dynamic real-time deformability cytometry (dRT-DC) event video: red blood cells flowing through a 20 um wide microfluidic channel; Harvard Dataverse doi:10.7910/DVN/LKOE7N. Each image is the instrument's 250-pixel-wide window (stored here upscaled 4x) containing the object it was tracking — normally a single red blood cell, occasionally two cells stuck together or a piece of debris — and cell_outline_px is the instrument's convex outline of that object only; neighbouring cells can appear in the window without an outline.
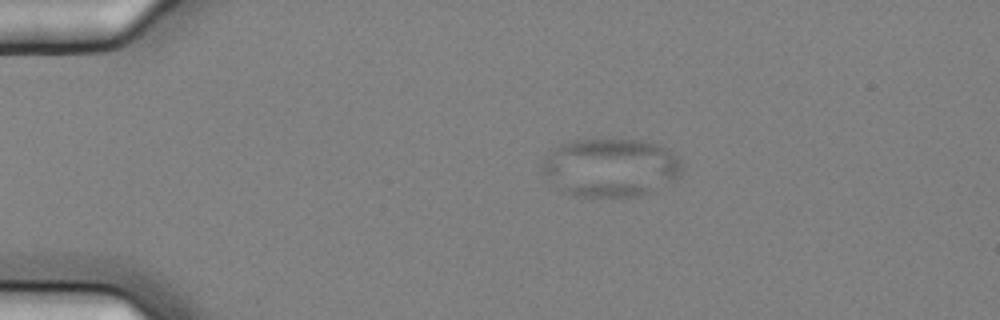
{"species": "common noctule bat (a hibernating species)", "species_latin": "Nyctalus noctula", "temperature_condition": "cold", "stored_images_in_passage": 9, "camera_frame_rate_fps": 3000, "um_per_image_px": 0.085, "animal": {"sex": "female", "body_mass_g": 25.1}, "frame": {"image": 1, "passage_image": 2, "time_ms": 0.333, "image_size_px": [1000, 320], "cell_outline_px": [[680, 176], [640, 196], [576, 196], [564, 192], [548, 180], [540, 172], [540, 164], [552, 148], [560, 144], [572, 140], [644, 140], [660, 144], [676, 156], [680, 160]], "centroid_in_image_um": [51.83, 14.22], "position_along_channel_um": 33.2, "area_um2": 47.45}}
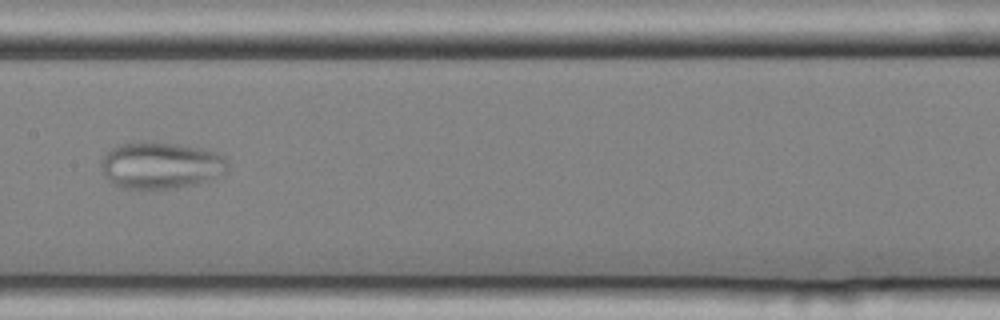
{"frame": {"image": 2, "passage_image": 7, "time_ms": 2.0, "image_size_px": [1000, 320], "cell_outline_px": [[228, 168], [224, 172], [204, 180], [192, 184], [176, 188], [120, 188], [108, 180], [104, 176], [100, 164], [104, 156], [112, 148], [120, 144], [144, 140], [148, 140], [176, 144], [200, 148], [216, 152], [224, 156], [228, 160]], "centroid_in_image_um": [13.62, 14.03], "position_along_channel_um": 193.8, "area_um2": 34.33}}
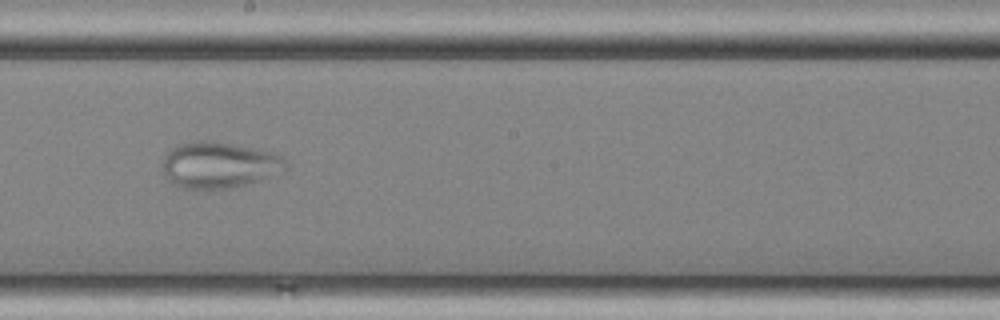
{"frame": {"image": 3, "passage_image": 8, "time_ms": 2.333, "image_size_px": [1000, 320], "cell_outline_px": [[288, 168], [284, 172], [232, 188], [184, 188], [172, 184], [164, 176], [164, 156], [172, 148], [180, 144], [196, 140], [208, 140], [232, 144], [276, 152], [288, 164]], "centroid_in_image_um": [18.65, 14.01], "position_along_channel_um": 229.6, "area_um2": 33.12}}